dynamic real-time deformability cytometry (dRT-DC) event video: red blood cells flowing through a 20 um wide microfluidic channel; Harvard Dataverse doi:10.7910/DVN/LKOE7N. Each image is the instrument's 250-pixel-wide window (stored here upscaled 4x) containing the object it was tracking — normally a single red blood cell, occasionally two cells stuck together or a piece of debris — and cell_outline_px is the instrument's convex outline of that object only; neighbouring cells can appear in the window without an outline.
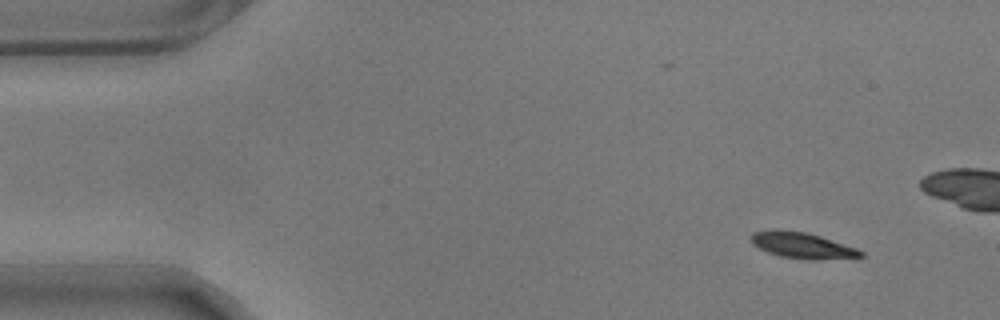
{"species": "common noctule bat (a hibernating species)", "species_latin": "Nyctalus noctula", "temperature_condition": "warm", "stored_images_in_passage": 16, "camera_frame_rate_fps": 3000, "um_per_image_px": 0.085, "animal": {"sex": "male", "body_mass_g": 17.9}, "frame": {"image": 1, "passage_image": 5, "time_ms": 1.333, "image_size_px": [1000, 320], "cell_outline_px": [[864, 256], [780, 256], [768, 252], [752, 244], [752, 232], [772, 228], [780, 228], [808, 232], [856, 248], [864, 252]], "centroid_in_image_um": [68.03, 20.74], "position_along_channel_um": 17.0, "area_um2": 15.43}}